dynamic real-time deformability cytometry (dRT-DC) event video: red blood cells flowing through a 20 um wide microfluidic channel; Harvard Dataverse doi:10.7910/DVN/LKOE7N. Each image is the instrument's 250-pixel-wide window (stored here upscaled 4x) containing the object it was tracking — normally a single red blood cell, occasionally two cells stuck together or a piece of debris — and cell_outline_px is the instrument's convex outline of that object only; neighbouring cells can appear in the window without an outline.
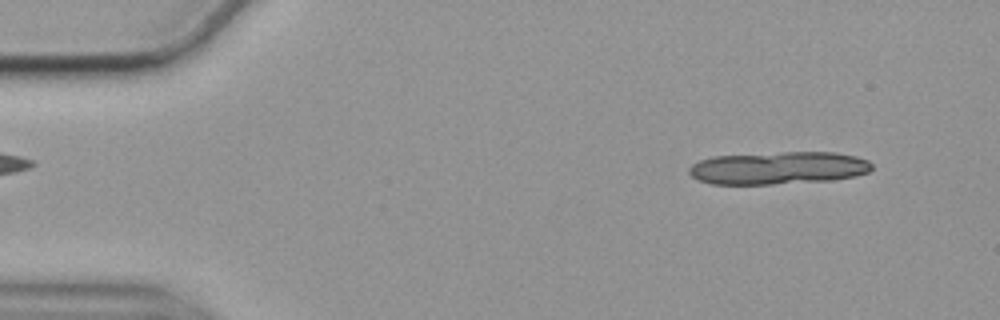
{"species": "common noctule bat (a hibernating species)", "species_latin": "Nyctalus noctula", "temperature_condition": "cold", "stored_images_in_passage": 13, "camera_frame_rate_fps": 3000, "um_per_image_px": 0.085, "animal": {"sex": "female", "body_mass_g": 19.9}, "frame": {"image": 1, "passage_image": 4, "time_ms": 1.0, "image_size_px": [1000, 320], "cell_outline_px": [[872, 168], [868, 172], [856, 176], [832, 180], [772, 184], [712, 184], [700, 180], [692, 176], [688, 172], [688, 168], [692, 164], [700, 160], [712, 156], [784, 152], [836, 152], [856, 156], [868, 160], [872, 164]], "centroid_in_image_um": [66.17, 14.27], "position_along_channel_um": 18.8, "area_um2": 34.91}}